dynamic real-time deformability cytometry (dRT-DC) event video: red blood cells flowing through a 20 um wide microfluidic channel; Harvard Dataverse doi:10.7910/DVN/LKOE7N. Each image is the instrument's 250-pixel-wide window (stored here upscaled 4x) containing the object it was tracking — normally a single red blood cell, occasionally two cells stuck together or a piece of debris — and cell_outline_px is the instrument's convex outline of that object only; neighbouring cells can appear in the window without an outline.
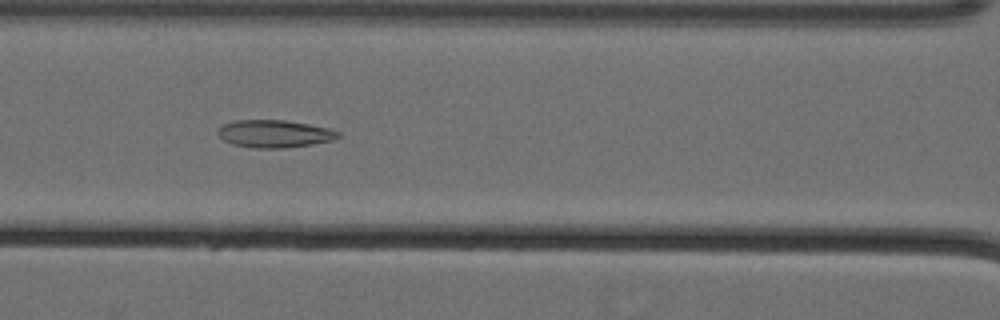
{"species": "Egyptian fruit bat (a non-hibernating species)", "species_latin": "Rousettus aegyptiacus", "temperature_condition": "cold", "stored_images_in_passage": 58, "camera_frame_rate_fps": 3000, "um_per_image_px": 0.085, "animal": {"sex": "female"}, "frame": {"image": 1, "passage_image": 29, "time_ms": 9.333, "image_size_px": [1000, 320], "cell_outline_px": [[340, 136], [332, 140], [312, 144], [288, 148], [252, 148], [232, 144], [224, 140], [216, 132], [224, 124], [236, 120], [284, 120], [308, 124], [328, 128], [340, 132]], "centroid_in_image_um": [23.33, 11.37], "position_along_channel_um": 143.3, "area_um2": 19.25}}
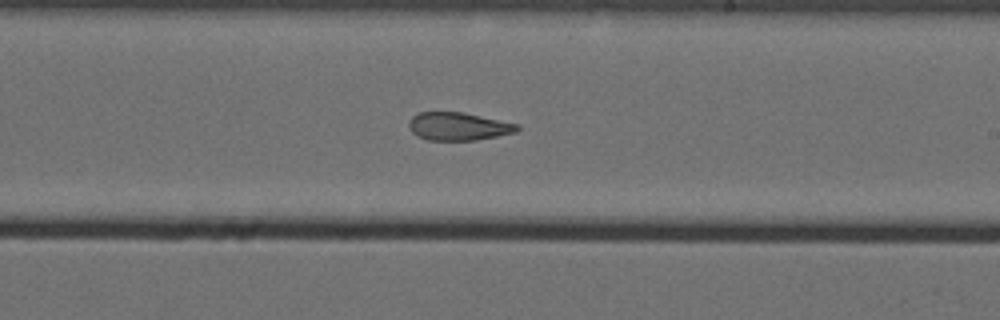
{"frame": {"image": 2, "passage_image": 38, "time_ms": 12.333, "image_size_px": [1000, 320], "cell_outline_px": [[520, 128], [516, 132], [476, 140], [428, 140], [416, 136], [408, 128], [408, 120], [412, 116], [420, 112], [464, 112], [520, 124]], "centroid_in_image_um": [38.95, 10.74], "position_along_channel_um": 250.1, "area_um2": 17.86}}
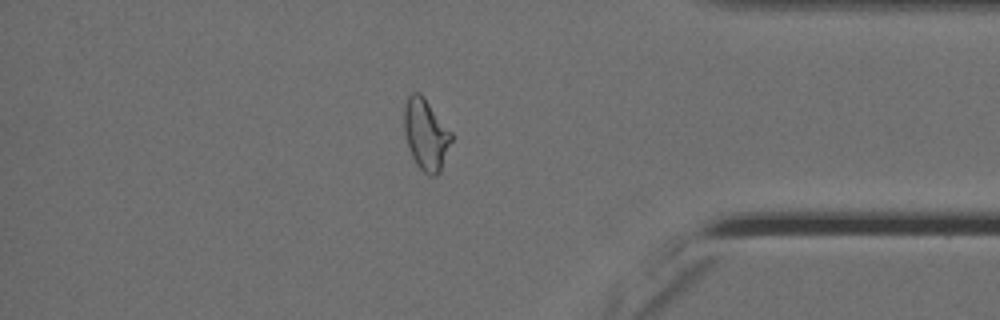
{"frame": {"image": 3, "passage_image": 52, "time_ms": 17.0, "image_size_px": [1000, 320], "cell_outline_px": [[452, 140], [440, 172], [436, 176], [428, 176], [416, 164], [412, 156], [404, 132], [404, 108], [408, 96], [412, 92], [420, 92], [424, 96], [452, 132]], "centroid_in_image_um": [36.21, 11.42], "position_along_channel_um": 399.0, "area_um2": 19.65}}